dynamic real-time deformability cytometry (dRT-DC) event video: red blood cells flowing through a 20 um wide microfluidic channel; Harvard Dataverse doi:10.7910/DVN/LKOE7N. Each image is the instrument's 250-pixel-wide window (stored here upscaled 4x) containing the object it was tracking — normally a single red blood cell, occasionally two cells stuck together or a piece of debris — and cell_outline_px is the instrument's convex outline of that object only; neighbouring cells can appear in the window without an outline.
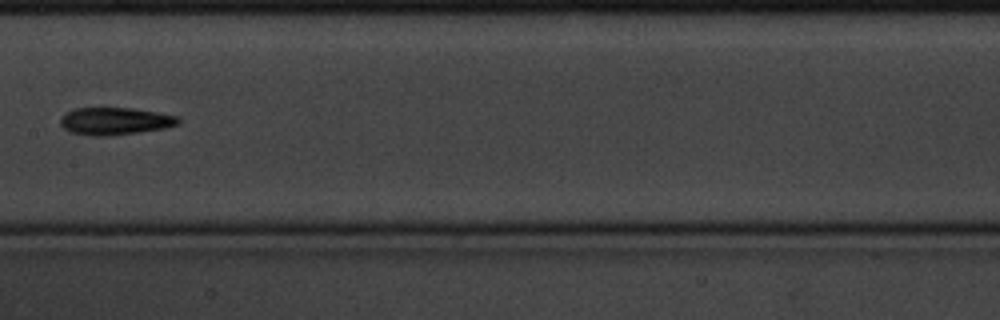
{"species": "common noctule bat (a hibernating species)", "species_latin": "Nyctalus noctula", "temperature_condition": "cold", "stored_images_in_passage": 12, "camera_frame_rate_fps": 3000, "um_per_image_px": 0.085, "animal": {"sex": "male", "body_mass_g": 20.1, "forearm_length_mm": 53.5}, "frame": {"image": 1, "passage_image": 9, "time_ms": 2.667, "image_size_px": [1000, 320], "cell_outline_px": [[180, 124], [164, 128], [140, 132], [108, 136], [92, 136], [72, 132], [64, 128], [60, 124], [60, 116], [76, 108], [132, 108], [180, 116]], "centroid_in_image_um": [9.8, 10.3], "position_along_channel_um": 197.6, "area_um2": 18.84}}
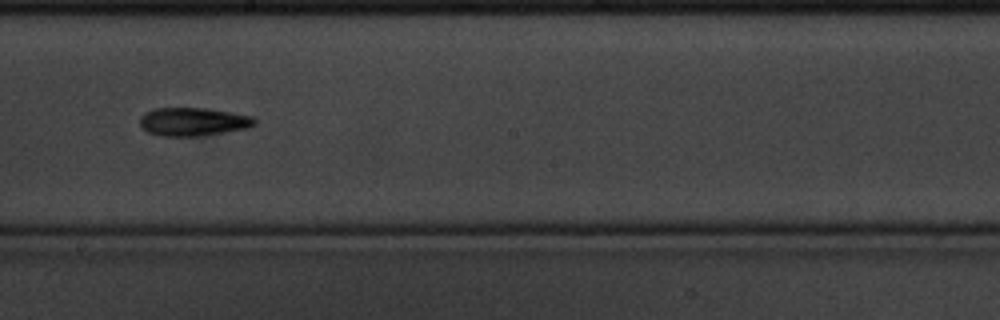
{"frame": {"image": 2, "passage_image": 10, "time_ms": 3.0, "image_size_px": [1000, 320], "cell_outline_px": [[256, 124], [248, 128], [200, 136], [160, 136], [148, 132], [140, 124], [140, 116], [144, 112], [156, 108], [204, 108], [232, 112], [252, 116], [256, 120]], "centroid_in_image_um": [16.42, 10.34], "position_along_channel_um": 231.8, "area_um2": 18.96}}
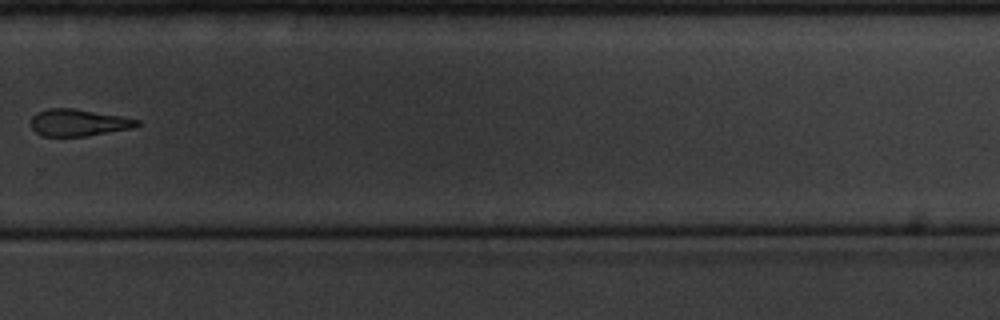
{"frame": {"image": 3, "passage_image": 12, "time_ms": 3.667, "image_size_px": [1000, 320], "cell_outline_px": [[140, 124], [132, 128], [84, 136], [40, 136], [32, 128], [32, 116], [36, 112], [48, 108], [72, 108], [120, 116], [140, 120]], "centroid_in_image_um": [6.63, 10.42], "position_along_channel_um": 323.2, "area_um2": 16.47}}